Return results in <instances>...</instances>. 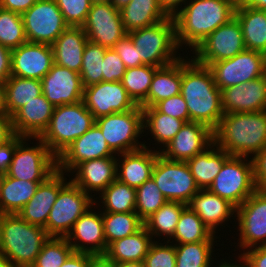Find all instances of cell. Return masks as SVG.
<instances>
[{
    "instance_id": "6da1fadb",
    "label": "cell",
    "mask_w": 266,
    "mask_h": 267,
    "mask_svg": "<svg viewBox=\"0 0 266 267\" xmlns=\"http://www.w3.org/2000/svg\"><path fill=\"white\" fill-rule=\"evenodd\" d=\"M180 94L186 101L189 122L203 123L212 130L218 126L224 115L221 106V90L216 86L209 67L199 64L186 55L182 57Z\"/></svg>"
},
{
    "instance_id": "7a4b0ae2",
    "label": "cell",
    "mask_w": 266,
    "mask_h": 267,
    "mask_svg": "<svg viewBox=\"0 0 266 267\" xmlns=\"http://www.w3.org/2000/svg\"><path fill=\"white\" fill-rule=\"evenodd\" d=\"M235 8L232 0H189L173 17L179 49L194 51L214 30L234 17Z\"/></svg>"
},
{
    "instance_id": "3957f363",
    "label": "cell",
    "mask_w": 266,
    "mask_h": 267,
    "mask_svg": "<svg viewBox=\"0 0 266 267\" xmlns=\"http://www.w3.org/2000/svg\"><path fill=\"white\" fill-rule=\"evenodd\" d=\"M213 137L229 155L253 158L266 147V111L224 114Z\"/></svg>"
},
{
    "instance_id": "277c9868",
    "label": "cell",
    "mask_w": 266,
    "mask_h": 267,
    "mask_svg": "<svg viewBox=\"0 0 266 267\" xmlns=\"http://www.w3.org/2000/svg\"><path fill=\"white\" fill-rule=\"evenodd\" d=\"M48 238L44 228L31 225L16 213L0 216V253L13 267H31Z\"/></svg>"
},
{
    "instance_id": "5b68a950",
    "label": "cell",
    "mask_w": 266,
    "mask_h": 267,
    "mask_svg": "<svg viewBox=\"0 0 266 267\" xmlns=\"http://www.w3.org/2000/svg\"><path fill=\"white\" fill-rule=\"evenodd\" d=\"M127 34L133 41L136 50H138L139 57L144 65H152L159 68L169 65L182 57L180 51L183 50L179 49L176 41L173 17L169 16L161 22L133 30Z\"/></svg>"
},
{
    "instance_id": "8992f818",
    "label": "cell",
    "mask_w": 266,
    "mask_h": 267,
    "mask_svg": "<svg viewBox=\"0 0 266 267\" xmlns=\"http://www.w3.org/2000/svg\"><path fill=\"white\" fill-rule=\"evenodd\" d=\"M95 123L93 114L83 101L57 106L48 128L39 137L58 158L68 146Z\"/></svg>"
},
{
    "instance_id": "52a82bcc",
    "label": "cell",
    "mask_w": 266,
    "mask_h": 267,
    "mask_svg": "<svg viewBox=\"0 0 266 267\" xmlns=\"http://www.w3.org/2000/svg\"><path fill=\"white\" fill-rule=\"evenodd\" d=\"M95 124L101 129L108 146L116 155L136 151L146 145V141H139L144 136L143 110L139 105L126 112L95 119Z\"/></svg>"
},
{
    "instance_id": "ba28073f",
    "label": "cell",
    "mask_w": 266,
    "mask_h": 267,
    "mask_svg": "<svg viewBox=\"0 0 266 267\" xmlns=\"http://www.w3.org/2000/svg\"><path fill=\"white\" fill-rule=\"evenodd\" d=\"M208 189L236 208L240 206L258 189L252 158L230 155Z\"/></svg>"
},
{
    "instance_id": "9c48e42d",
    "label": "cell",
    "mask_w": 266,
    "mask_h": 267,
    "mask_svg": "<svg viewBox=\"0 0 266 267\" xmlns=\"http://www.w3.org/2000/svg\"><path fill=\"white\" fill-rule=\"evenodd\" d=\"M56 170L57 158L47 145L39 137H24L16 146L6 175L27 181H45Z\"/></svg>"
},
{
    "instance_id": "30bf717a",
    "label": "cell",
    "mask_w": 266,
    "mask_h": 267,
    "mask_svg": "<svg viewBox=\"0 0 266 267\" xmlns=\"http://www.w3.org/2000/svg\"><path fill=\"white\" fill-rule=\"evenodd\" d=\"M94 198L71 180L59 190L45 226L49 237H66L74 223L95 202Z\"/></svg>"
},
{
    "instance_id": "8fae6325",
    "label": "cell",
    "mask_w": 266,
    "mask_h": 267,
    "mask_svg": "<svg viewBox=\"0 0 266 267\" xmlns=\"http://www.w3.org/2000/svg\"><path fill=\"white\" fill-rule=\"evenodd\" d=\"M151 178L168 201L188 205L200 190L187 162L169 160L160 153L153 166Z\"/></svg>"
},
{
    "instance_id": "7c38bea8",
    "label": "cell",
    "mask_w": 266,
    "mask_h": 267,
    "mask_svg": "<svg viewBox=\"0 0 266 267\" xmlns=\"http://www.w3.org/2000/svg\"><path fill=\"white\" fill-rule=\"evenodd\" d=\"M235 218L233 228L239 231L236 246L240 248V254L247 249L266 245V190L257 189L250 195L236 208Z\"/></svg>"
},
{
    "instance_id": "4fadbf2b",
    "label": "cell",
    "mask_w": 266,
    "mask_h": 267,
    "mask_svg": "<svg viewBox=\"0 0 266 267\" xmlns=\"http://www.w3.org/2000/svg\"><path fill=\"white\" fill-rule=\"evenodd\" d=\"M216 86L223 90L266 75V55L253 50H244L233 58L208 65Z\"/></svg>"
},
{
    "instance_id": "5bb4252c",
    "label": "cell",
    "mask_w": 266,
    "mask_h": 267,
    "mask_svg": "<svg viewBox=\"0 0 266 267\" xmlns=\"http://www.w3.org/2000/svg\"><path fill=\"white\" fill-rule=\"evenodd\" d=\"M246 50L242 28L234 16L225 25L218 27L191 53L199 64L210 63L233 58Z\"/></svg>"
},
{
    "instance_id": "9a60e30c",
    "label": "cell",
    "mask_w": 266,
    "mask_h": 267,
    "mask_svg": "<svg viewBox=\"0 0 266 267\" xmlns=\"http://www.w3.org/2000/svg\"><path fill=\"white\" fill-rule=\"evenodd\" d=\"M21 16L31 43L52 45L68 27L55 0H38Z\"/></svg>"
},
{
    "instance_id": "2e32d148",
    "label": "cell",
    "mask_w": 266,
    "mask_h": 267,
    "mask_svg": "<svg viewBox=\"0 0 266 267\" xmlns=\"http://www.w3.org/2000/svg\"><path fill=\"white\" fill-rule=\"evenodd\" d=\"M82 27L89 42L107 49L113 48L127 34L120 10L112 3L92 4Z\"/></svg>"
},
{
    "instance_id": "e0dca14e",
    "label": "cell",
    "mask_w": 266,
    "mask_h": 267,
    "mask_svg": "<svg viewBox=\"0 0 266 267\" xmlns=\"http://www.w3.org/2000/svg\"><path fill=\"white\" fill-rule=\"evenodd\" d=\"M83 102L94 119L126 112L138 106L126 92L121 81H102L84 88Z\"/></svg>"
},
{
    "instance_id": "ac0fdd59",
    "label": "cell",
    "mask_w": 266,
    "mask_h": 267,
    "mask_svg": "<svg viewBox=\"0 0 266 267\" xmlns=\"http://www.w3.org/2000/svg\"><path fill=\"white\" fill-rule=\"evenodd\" d=\"M95 208L98 209L93 205L81 215L65 239L74 252L93 254L101 259L108 246L104 235L102 211L98 209L96 212Z\"/></svg>"
},
{
    "instance_id": "d6986e66",
    "label": "cell",
    "mask_w": 266,
    "mask_h": 267,
    "mask_svg": "<svg viewBox=\"0 0 266 267\" xmlns=\"http://www.w3.org/2000/svg\"><path fill=\"white\" fill-rule=\"evenodd\" d=\"M117 156L108 146L101 129L94 125L73 141L57 158V169L70 176V172L87 160Z\"/></svg>"
},
{
    "instance_id": "ffe728a7",
    "label": "cell",
    "mask_w": 266,
    "mask_h": 267,
    "mask_svg": "<svg viewBox=\"0 0 266 267\" xmlns=\"http://www.w3.org/2000/svg\"><path fill=\"white\" fill-rule=\"evenodd\" d=\"M214 143L213 130L200 122H186L174 138L160 151L165 158L187 162Z\"/></svg>"
},
{
    "instance_id": "44dd1931",
    "label": "cell",
    "mask_w": 266,
    "mask_h": 267,
    "mask_svg": "<svg viewBox=\"0 0 266 267\" xmlns=\"http://www.w3.org/2000/svg\"><path fill=\"white\" fill-rule=\"evenodd\" d=\"M42 94L55 107L83 101L84 88L80 74L53 63L41 79Z\"/></svg>"
},
{
    "instance_id": "7402d4cb",
    "label": "cell",
    "mask_w": 266,
    "mask_h": 267,
    "mask_svg": "<svg viewBox=\"0 0 266 267\" xmlns=\"http://www.w3.org/2000/svg\"><path fill=\"white\" fill-rule=\"evenodd\" d=\"M11 76L41 80L54 63L51 45L26 42L11 51Z\"/></svg>"
},
{
    "instance_id": "603a6c76",
    "label": "cell",
    "mask_w": 266,
    "mask_h": 267,
    "mask_svg": "<svg viewBox=\"0 0 266 267\" xmlns=\"http://www.w3.org/2000/svg\"><path fill=\"white\" fill-rule=\"evenodd\" d=\"M224 114L266 111V75L221 90Z\"/></svg>"
},
{
    "instance_id": "cb8c5ba5",
    "label": "cell",
    "mask_w": 266,
    "mask_h": 267,
    "mask_svg": "<svg viewBox=\"0 0 266 267\" xmlns=\"http://www.w3.org/2000/svg\"><path fill=\"white\" fill-rule=\"evenodd\" d=\"M68 174L58 169L44 182L40 183L31 200L17 213L23 220L45 228L50 210L55 203L59 190L68 182Z\"/></svg>"
},
{
    "instance_id": "d4e9b609",
    "label": "cell",
    "mask_w": 266,
    "mask_h": 267,
    "mask_svg": "<svg viewBox=\"0 0 266 267\" xmlns=\"http://www.w3.org/2000/svg\"><path fill=\"white\" fill-rule=\"evenodd\" d=\"M70 173L75 175L71 178L69 175V179L95 199L94 196L117 179V156L83 161Z\"/></svg>"
},
{
    "instance_id": "484cf974",
    "label": "cell",
    "mask_w": 266,
    "mask_h": 267,
    "mask_svg": "<svg viewBox=\"0 0 266 267\" xmlns=\"http://www.w3.org/2000/svg\"><path fill=\"white\" fill-rule=\"evenodd\" d=\"M188 206L215 235L216 233L219 234L218 231H221L218 227L221 226L220 228H222L230 220L229 223H232V219L235 222L236 207L228 200L212 193L209 189H200L192 197Z\"/></svg>"
},
{
    "instance_id": "4316f807",
    "label": "cell",
    "mask_w": 266,
    "mask_h": 267,
    "mask_svg": "<svg viewBox=\"0 0 266 267\" xmlns=\"http://www.w3.org/2000/svg\"><path fill=\"white\" fill-rule=\"evenodd\" d=\"M54 109L43 94L33 98L11 117L15 134L40 137L48 128Z\"/></svg>"
},
{
    "instance_id": "83f0119b",
    "label": "cell",
    "mask_w": 266,
    "mask_h": 267,
    "mask_svg": "<svg viewBox=\"0 0 266 267\" xmlns=\"http://www.w3.org/2000/svg\"><path fill=\"white\" fill-rule=\"evenodd\" d=\"M150 146L117 155V179L137 189L152 175L153 166L160 152Z\"/></svg>"
},
{
    "instance_id": "f1b7e54d",
    "label": "cell",
    "mask_w": 266,
    "mask_h": 267,
    "mask_svg": "<svg viewBox=\"0 0 266 267\" xmlns=\"http://www.w3.org/2000/svg\"><path fill=\"white\" fill-rule=\"evenodd\" d=\"M154 242L143 226L135 234L111 242L101 257V265H115L130 261H143Z\"/></svg>"
},
{
    "instance_id": "f546056e",
    "label": "cell",
    "mask_w": 266,
    "mask_h": 267,
    "mask_svg": "<svg viewBox=\"0 0 266 267\" xmlns=\"http://www.w3.org/2000/svg\"><path fill=\"white\" fill-rule=\"evenodd\" d=\"M87 42L83 27L68 26L51 45L54 63L80 73Z\"/></svg>"
},
{
    "instance_id": "4dcf8cb0",
    "label": "cell",
    "mask_w": 266,
    "mask_h": 267,
    "mask_svg": "<svg viewBox=\"0 0 266 267\" xmlns=\"http://www.w3.org/2000/svg\"><path fill=\"white\" fill-rule=\"evenodd\" d=\"M182 82V57L156 69L147 98L139 105L154 107L158 102L180 94Z\"/></svg>"
},
{
    "instance_id": "1f68e13d",
    "label": "cell",
    "mask_w": 266,
    "mask_h": 267,
    "mask_svg": "<svg viewBox=\"0 0 266 267\" xmlns=\"http://www.w3.org/2000/svg\"><path fill=\"white\" fill-rule=\"evenodd\" d=\"M234 16L241 25L246 49L266 55V10L240 3L236 4Z\"/></svg>"
},
{
    "instance_id": "d6a6232c",
    "label": "cell",
    "mask_w": 266,
    "mask_h": 267,
    "mask_svg": "<svg viewBox=\"0 0 266 267\" xmlns=\"http://www.w3.org/2000/svg\"><path fill=\"white\" fill-rule=\"evenodd\" d=\"M230 155L215 143L187 161L199 189H208Z\"/></svg>"
},
{
    "instance_id": "836d02e7",
    "label": "cell",
    "mask_w": 266,
    "mask_h": 267,
    "mask_svg": "<svg viewBox=\"0 0 266 267\" xmlns=\"http://www.w3.org/2000/svg\"><path fill=\"white\" fill-rule=\"evenodd\" d=\"M44 181H27L4 175L0 187V213H18Z\"/></svg>"
},
{
    "instance_id": "e575fe53",
    "label": "cell",
    "mask_w": 266,
    "mask_h": 267,
    "mask_svg": "<svg viewBox=\"0 0 266 267\" xmlns=\"http://www.w3.org/2000/svg\"><path fill=\"white\" fill-rule=\"evenodd\" d=\"M120 14L127 33L154 25L169 17L158 0H131L120 9Z\"/></svg>"
},
{
    "instance_id": "d590c367",
    "label": "cell",
    "mask_w": 266,
    "mask_h": 267,
    "mask_svg": "<svg viewBox=\"0 0 266 267\" xmlns=\"http://www.w3.org/2000/svg\"><path fill=\"white\" fill-rule=\"evenodd\" d=\"M142 110L144 134L146 132V135L151 134L153 142H156V145L160 144L161 147L157 148V151L160 152L161 148H164L180 131L185 122L163 114L155 107H144Z\"/></svg>"
},
{
    "instance_id": "8d00e7d4",
    "label": "cell",
    "mask_w": 266,
    "mask_h": 267,
    "mask_svg": "<svg viewBox=\"0 0 266 267\" xmlns=\"http://www.w3.org/2000/svg\"><path fill=\"white\" fill-rule=\"evenodd\" d=\"M6 113L12 117L22 106L42 94L41 80L10 76L4 82Z\"/></svg>"
},
{
    "instance_id": "74e56055",
    "label": "cell",
    "mask_w": 266,
    "mask_h": 267,
    "mask_svg": "<svg viewBox=\"0 0 266 267\" xmlns=\"http://www.w3.org/2000/svg\"><path fill=\"white\" fill-rule=\"evenodd\" d=\"M98 196H96L94 202L97 207H102L99 209L102 212H135L136 189L120 182L118 179L109 184ZM100 202L102 205H100Z\"/></svg>"
},
{
    "instance_id": "f35d334b",
    "label": "cell",
    "mask_w": 266,
    "mask_h": 267,
    "mask_svg": "<svg viewBox=\"0 0 266 267\" xmlns=\"http://www.w3.org/2000/svg\"><path fill=\"white\" fill-rule=\"evenodd\" d=\"M217 236L202 222L200 217L187 205L180 214L173 237V244L216 241ZM172 240V241H171Z\"/></svg>"
},
{
    "instance_id": "ab89813d",
    "label": "cell",
    "mask_w": 266,
    "mask_h": 267,
    "mask_svg": "<svg viewBox=\"0 0 266 267\" xmlns=\"http://www.w3.org/2000/svg\"><path fill=\"white\" fill-rule=\"evenodd\" d=\"M186 206L180 202L167 201L144 221V227L152 235L154 241H160L162 239L160 236L163 237L161 241H169L173 237L180 214Z\"/></svg>"
},
{
    "instance_id": "60d3db41",
    "label": "cell",
    "mask_w": 266,
    "mask_h": 267,
    "mask_svg": "<svg viewBox=\"0 0 266 267\" xmlns=\"http://www.w3.org/2000/svg\"><path fill=\"white\" fill-rule=\"evenodd\" d=\"M217 245V241L175 244V267H215L216 261H214V259H217L216 257L213 258L212 255Z\"/></svg>"
},
{
    "instance_id": "b9f144b4",
    "label": "cell",
    "mask_w": 266,
    "mask_h": 267,
    "mask_svg": "<svg viewBox=\"0 0 266 267\" xmlns=\"http://www.w3.org/2000/svg\"><path fill=\"white\" fill-rule=\"evenodd\" d=\"M102 219L107 246L111 242L135 234L144 226L136 212H102Z\"/></svg>"
},
{
    "instance_id": "7bdbcfd3",
    "label": "cell",
    "mask_w": 266,
    "mask_h": 267,
    "mask_svg": "<svg viewBox=\"0 0 266 267\" xmlns=\"http://www.w3.org/2000/svg\"><path fill=\"white\" fill-rule=\"evenodd\" d=\"M157 68L152 65L126 68L121 82L126 92L137 105H140L147 98Z\"/></svg>"
},
{
    "instance_id": "ee69618b",
    "label": "cell",
    "mask_w": 266,
    "mask_h": 267,
    "mask_svg": "<svg viewBox=\"0 0 266 267\" xmlns=\"http://www.w3.org/2000/svg\"><path fill=\"white\" fill-rule=\"evenodd\" d=\"M106 49L89 41L86 43L79 73L83 88L103 81V61Z\"/></svg>"
},
{
    "instance_id": "f6af8a7d",
    "label": "cell",
    "mask_w": 266,
    "mask_h": 267,
    "mask_svg": "<svg viewBox=\"0 0 266 267\" xmlns=\"http://www.w3.org/2000/svg\"><path fill=\"white\" fill-rule=\"evenodd\" d=\"M26 42L22 16L0 8V45L12 50Z\"/></svg>"
},
{
    "instance_id": "bcb514c9",
    "label": "cell",
    "mask_w": 266,
    "mask_h": 267,
    "mask_svg": "<svg viewBox=\"0 0 266 267\" xmlns=\"http://www.w3.org/2000/svg\"><path fill=\"white\" fill-rule=\"evenodd\" d=\"M168 200L161 193L157 184L152 178L145 181L136 189V206L135 212L144 222L159 208H161Z\"/></svg>"
},
{
    "instance_id": "7dc6e473",
    "label": "cell",
    "mask_w": 266,
    "mask_h": 267,
    "mask_svg": "<svg viewBox=\"0 0 266 267\" xmlns=\"http://www.w3.org/2000/svg\"><path fill=\"white\" fill-rule=\"evenodd\" d=\"M73 252L65 237H49L31 267H61Z\"/></svg>"
},
{
    "instance_id": "c3c4849f",
    "label": "cell",
    "mask_w": 266,
    "mask_h": 267,
    "mask_svg": "<svg viewBox=\"0 0 266 267\" xmlns=\"http://www.w3.org/2000/svg\"><path fill=\"white\" fill-rule=\"evenodd\" d=\"M64 21L71 27H82L92 6L91 0H55Z\"/></svg>"
},
{
    "instance_id": "681fc988",
    "label": "cell",
    "mask_w": 266,
    "mask_h": 267,
    "mask_svg": "<svg viewBox=\"0 0 266 267\" xmlns=\"http://www.w3.org/2000/svg\"><path fill=\"white\" fill-rule=\"evenodd\" d=\"M145 267H175V244L168 241H154L143 260Z\"/></svg>"
},
{
    "instance_id": "f907efd6",
    "label": "cell",
    "mask_w": 266,
    "mask_h": 267,
    "mask_svg": "<svg viewBox=\"0 0 266 267\" xmlns=\"http://www.w3.org/2000/svg\"><path fill=\"white\" fill-rule=\"evenodd\" d=\"M126 67L117 52L106 49L103 61V82L122 81Z\"/></svg>"
},
{
    "instance_id": "816d5d0a",
    "label": "cell",
    "mask_w": 266,
    "mask_h": 267,
    "mask_svg": "<svg viewBox=\"0 0 266 267\" xmlns=\"http://www.w3.org/2000/svg\"><path fill=\"white\" fill-rule=\"evenodd\" d=\"M154 107L163 114L183 120L185 123L189 122L188 108L181 94L162 100Z\"/></svg>"
},
{
    "instance_id": "f5cc1de1",
    "label": "cell",
    "mask_w": 266,
    "mask_h": 267,
    "mask_svg": "<svg viewBox=\"0 0 266 267\" xmlns=\"http://www.w3.org/2000/svg\"><path fill=\"white\" fill-rule=\"evenodd\" d=\"M119 57L122 59L126 68H133L137 66L144 65L141 62V58L139 57L138 50L133 44L130 36L126 34L123 38H121L113 48Z\"/></svg>"
},
{
    "instance_id": "db71d44e",
    "label": "cell",
    "mask_w": 266,
    "mask_h": 267,
    "mask_svg": "<svg viewBox=\"0 0 266 267\" xmlns=\"http://www.w3.org/2000/svg\"><path fill=\"white\" fill-rule=\"evenodd\" d=\"M235 258L244 267H266V245L247 249Z\"/></svg>"
},
{
    "instance_id": "11a10c76",
    "label": "cell",
    "mask_w": 266,
    "mask_h": 267,
    "mask_svg": "<svg viewBox=\"0 0 266 267\" xmlns=\"http://www.w3.org/2000/svg\"><path fill=\"white\" fill-rule=\"evenodd\" d=\"M61 267H101V262L93 254L73 252Z\"/></svg>"
},
{
    "instance_id": "9f6ffc18",
    "label": "cell",
    "mask_w": 266,
    "mask_h": 267,
    "mask_svg": "<svg viewBox=\"0 0 266 267\" xmlns=\"http://www.w3.org/2000/svg\"><path fill=\"white\" fill-rule=\"evenodd\" d=\"M23 136L15 135L9 142L0 146V172L4 175L8 172L17 144Z\"/></svg>"
},
{
    "instance_id": "6f0895ef",
    "label": "cell",
    "mask_w": 266,
    "mask_h": 267,
    "mask_svg": "<svg viewBox=\"0 0 266 267\" xmlns=\"http://www.w3.org/2000/svg\"><path fill=\"white\" fill-rule=\"evenodd\" d=\"M254 179L258 189L266 190V147L253 158Z\"/></svg>"
},
{
    "instance_id": "680465c9",
    "label": "cell",
    "mask_w": 266,
    "mask_h": 267,
    "mask_svg": "<svg viewBox=\"0 0 266 267\" xmlns=\"http://www.w3.org/2000/svg\"><path fill=\"white\" fill-rule=\"evenodd\" d=\"M38 0H0V8L22 15Z\"/></svg>"
},
{
    "instance_id": "91938a15",
    "label": "cell",
    "mask_w": 266,
    "mask_h": 267,
    "mask_svg": "<svg viewBox=\"0 0 266 267\" xmlns=\"http://www.w3.org/2000/svg\"><path fill=\"white\" fill-rule=\"evenodd\" d=\"M11 49L0 45V82L4 83L11 76Z\"/></svg>"
},
{
    "instance_id": "94428289",
    "label": "cell",
    "mask_w": 266,
    "mask_h": 267,
    "mask_svg": "<svg viewBox=\"0 0 266 267\" xmlns=\"http://www.w3.org/2000/svg\"><path fill=\"white\" fill-rule=\"evenodd\" d=\"M15 135L12 118L7 114H0V146L9 142Z\"/></svg>"
},
{
    "instance_id": "6125c7cd",
    "label": "cell",
    "mask_w": 266,
    "mask_h": 267,
    "mask_svg": "<svg viewBox=\"0 0 266 267\" xmlns=\"http://www.w3.org/2000/svg\"><path fill=\"white\" fill-rule=\"evenodd\" d=\"M189 1V0H188ZM187 0H158L159 5L163 11L170 17H174L183 5H185Z\"/></svg>"
},
{
    "instance_id": "be15d7a7",
    "label": "cell",
    "mask_w": 266,
    "mask_h": 267,
    "mask_svg": "<svg viewBox=\"0 0 266 267\" xmlns=\"http://www.w3.org/2000/svg\"><path fill=\"white\" fill-rule=\"evenodd\" d=\"M101 267H145V264L143 261H130L115 265H101Z\"/></svg>"
},
{
    "instance_id": "e7e4bbea",
    "label": "cell",
    "mask_w": 266,
    "mask_h": 267,
    "mask_svg": "<svg viewBox=\"0 0 266 267\" xmlns=\"http://www.w3.org/2000/svg\"><path fill=\"white\" fill-rule=\"evenodd\" d=\"M245 5L259 10H266V0H245Z\"/></svg>"
},
{
    "instance_id": "03108f58",
    "label": "cell",
    "mask_w": 266,
    "mask_h": 267,
    "mask_svg": "<svg viewBox=\"0 0 266 267\" xmlns=\"http://www.w3.org/2000/svg\"><path fill=\"white\" fill-rule=\"evenodd\" d=\"M219 261H220V263H219ZM219 261H217L218 263V265L216 264V266L215 267H244L240 262L238 263L237 261H234L233 260V258H232V260L231 259H221V260H219Z\"/></svg>"
},
{
    "instance_id": "003e7915",
    "label": "cell",
    "mask_w": 266,
    "mask_h": 267,
    "mask_svg": "<svg viewBox=\"0 0 266 267\" xmlns=\"http://www.w3.org/2000/svg\"><path fill=\"white\" fill-rule=\"evenodd\" d=\"M0 114H7L5 108V88L4 83L0 82Z\"/></svg>"
},
{
    "instance_id": "a7ac6f4b",
    "label": "cell",
    "mask_w": 266,
    "mask_h": 267,
    "mask_svg": "<svg viewBox=\"0 0 266 267\" xmlns=\"http://www.w3.org/2000/svg\"><path fill=\"white\" fill-rule=\"evenodd\" d=\"M131 0H112V4L118 9L125 7Z\"/></svg>"
},
{
    "instance_id": "89a4df30",
    "label": "cell",
    "mask_w": 266,
    "mask_h": 267,
    "mask_svg": "<svg viewBox=\"0 0 266 267\" xmlns=\"http://www.w3.org/2000/svg\"><path fill=\"white\" fill-rule=\"evenodd\" d=\"M0 267H13L11 262L2 253H0Z\"/></svg>"
},
{
    "instance_id": "2644e50d",
    "label": "cell",
    "mask_w": 266,
    "mask_h": 267,
    "mask_svg": "<svg viewBox=\"0 0 266 267\" xmlns=\"http://www.w3.org/2000/svg\"><path fill=\"white\" fill-rule=\"evenodd\" d=\"M92 4H97V3H111L112 0H91Z\"/></svg>"
},
{
    "instance_id": "8c879c8a",
    "label": "cell",
    "mask_w": 266,
    "mask_h": 267,
    "mask_svg": "<svg viewBox=\"0 0 266 267\" xmlns=\"http://www.w3.org/2000/svg\"><path fill=\"white\" fill-rule=\"evenodd\" d=\"M235 4L244 3L245 0H232Z\"/></svg>"
},
{
    "instance_id": "753ad0ef",
    "label": "cell",
    "mask_w": 266,
    "mask_h": 267,
    "mask_svg": "<svg viewBox=\"0 0 266 267\" xmlns=\"http://www.w3.org/2000/svg\"><path fill=\"white\" fill-rule=\"evenodd\" d=\"M3 177H4V174L0 172V187H1Z\"/></svg>"
}]
</instances>
